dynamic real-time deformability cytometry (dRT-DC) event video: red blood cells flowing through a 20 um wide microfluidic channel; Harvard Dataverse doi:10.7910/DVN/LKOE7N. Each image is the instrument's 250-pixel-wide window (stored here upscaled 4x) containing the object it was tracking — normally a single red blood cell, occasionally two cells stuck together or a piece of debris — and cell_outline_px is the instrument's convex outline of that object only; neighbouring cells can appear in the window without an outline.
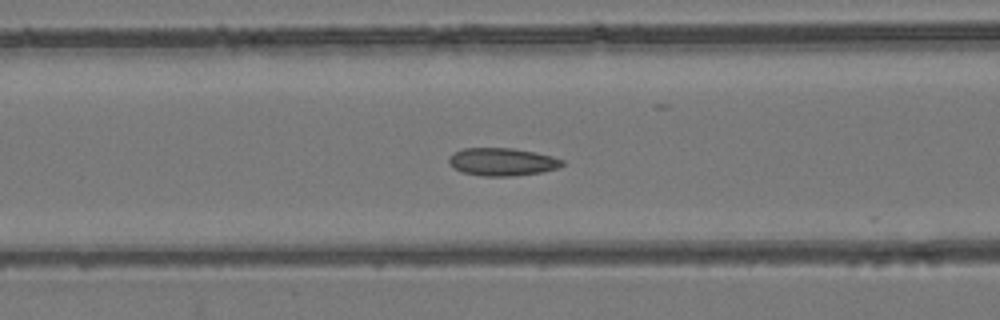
{"species": "common noctule bat (a hibernating species)", "species_latin": "Nyctalus noctula", "temperature_condition": "room temperature", "stored_images_in_passage": 27, "camera_frame_rate_fps": 3000, "um_per_image_px": 0.085, "animal": {"sex": "female", "body_mass_g": 24.6, "forearm_length_mm": 56.2}, "frame": {"image": 1, "passage_image": 22, "time_ms": 7.0, "image_size_px": [1000, 320], "cell_outline_px": [[564, 164], [560, 168], [540, 172], [512, 176], [484, 176], [460, 172], [448, 160], [448, 156], [452, 152], [464, 148], [512, 148], [536, 152], [552, 156], [564, 160]], "centroid_in_image_um": [42.7, 13.75], "position_along_channel_um": 123.9, "area_um2": 18.44}}
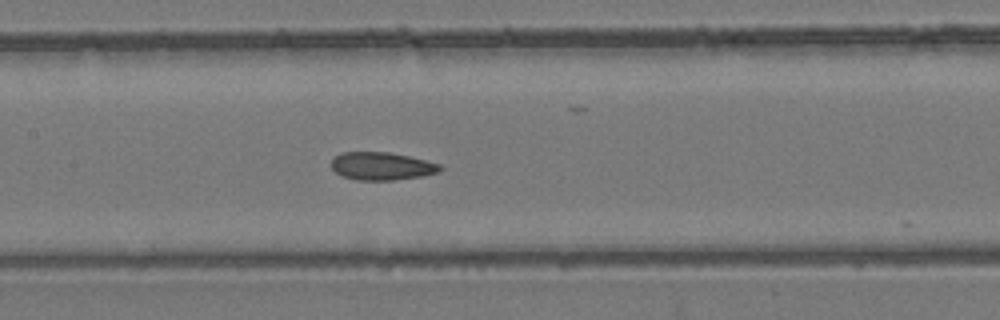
{"frame": {"image": 2, "passage_image": 26, "time_ms": 8.333, "image_size_px": [1000, 320], "cell_outline_px": [[444, 168], [440, 172], [420, 176], [392, 180], [356, 180], [340, 176], [332, 168], [332, 160], [336, 156], [344, 152], [388, 152], [408, 156], [440, 164]], "centroid_in_image_um": [32.45, 14.13], "position_along_channel_um": 175.0, "area_um2": 17.57}}